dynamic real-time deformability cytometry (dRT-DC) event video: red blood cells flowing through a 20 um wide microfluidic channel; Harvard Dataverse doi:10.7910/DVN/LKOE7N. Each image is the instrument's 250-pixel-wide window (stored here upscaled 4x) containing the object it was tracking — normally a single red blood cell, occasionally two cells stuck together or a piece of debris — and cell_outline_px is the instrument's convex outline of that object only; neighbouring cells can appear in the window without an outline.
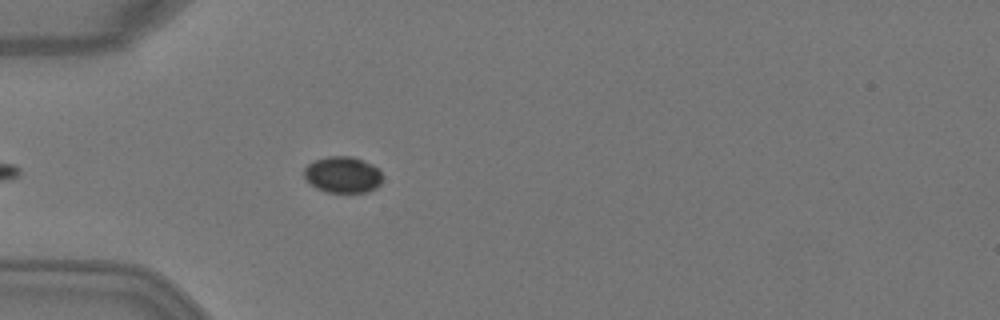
{"species": "Egyptian fruit bat (a non-hibernating species)", "species_latin": "Rousettus aegyptiacus", "temperature_condition": "warm", "stored_images_in_passage": 1, "camera_frame_rate_fps": 3000, "um_per_image_px": 0.085, "animal": {"sex": "female"}, "frame": {"image": 1, "passage_image": 1, "time_ms": 0.0, "image_size_px": [1000, 320], "cell_outline_px": [[380, 184], [376, 188], [368, 192], [328, 192], [316, 188], [304, 176], [304, 168], [308, 164], [316, 160], [328, 156], [352, 156], [372, 164], [380, 168]], "centroid_in_image_um": [29.14, 14.84], "position_along_channel_um": 55.9, "area_um2": 16.47}}